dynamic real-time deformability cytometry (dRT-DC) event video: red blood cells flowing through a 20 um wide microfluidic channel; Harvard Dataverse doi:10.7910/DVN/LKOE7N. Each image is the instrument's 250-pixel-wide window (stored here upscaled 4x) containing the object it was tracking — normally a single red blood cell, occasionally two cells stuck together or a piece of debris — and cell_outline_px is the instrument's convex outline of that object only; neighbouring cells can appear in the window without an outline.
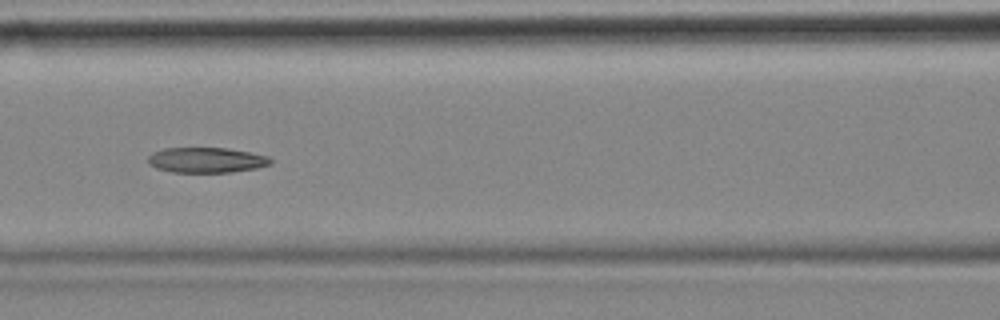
{"species": "common noctule bat (a hibernating species)", "species_latin": "Nyctalus noctula", "temperature_condition": "cold", "stored_images_in_passage": 7, "camera_frame_rate_fps": 3000, "um_per_image_px": 0.085, "animal": {"sex": "female", "body_mass_g": 18.4}, "frame": {"image": 1, "passage_image": 7, "time_ms": 2.0, "image_size_px": [1000, 320], "cell_outline_px": [[272, 164], [256, 168], [232, 172], [172, 172], [156, 168], [148, 164], [148, 156], [152, 152], [164, 148], [228, 148], [268, 156], [272, 160]], "centroid_in_image_um": [17.53, 13.6], "position_along_channel_um": 149.1, "area_um2": 18.09}}